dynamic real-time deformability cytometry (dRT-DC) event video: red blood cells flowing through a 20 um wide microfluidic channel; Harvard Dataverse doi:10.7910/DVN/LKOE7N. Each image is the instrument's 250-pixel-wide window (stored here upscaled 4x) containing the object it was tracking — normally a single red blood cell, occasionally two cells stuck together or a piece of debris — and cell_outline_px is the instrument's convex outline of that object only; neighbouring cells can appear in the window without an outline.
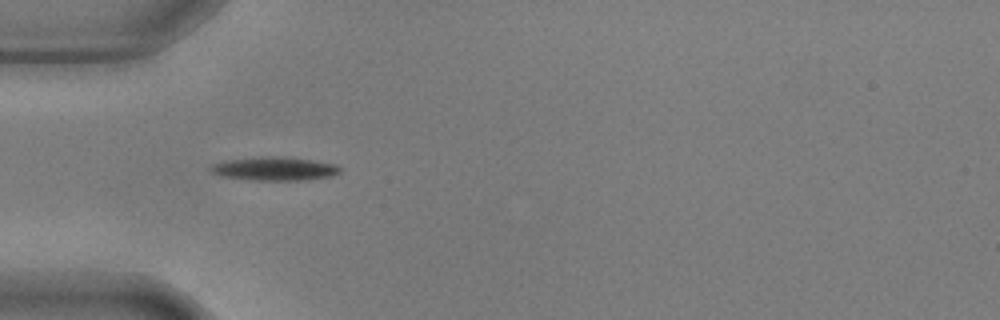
{"species": "common noctule bat (a hibernating species)", "species_latin": "Nyctalus noctula", "temperature_condition": "warm", "stored_images_in_passage": 4, "camera_frame_rate_fps": 3000, "um_per_image_px": 0.085, "animal": {"sex": "male", "body_mass_g": 17.9, "forearm_length_mm": 54.2}, "frame": {"image": 1, "passage_image": 1, "time_ms": 0.0, "image_size_px": [1000, 320], "cell_outline_px": [[340, 172], [332, 176], [300, 180], [252, 180], [220, 176], [212, 172], [208, 168], [212, 164], [224, 160], [260, 156], [272, 156], [312, 160], [336, 164], [340, 168]], "centroid_in_image_um": [23.28, 14.34], "position_along_channel_um": 61.7, "area_um2": 17.74}}